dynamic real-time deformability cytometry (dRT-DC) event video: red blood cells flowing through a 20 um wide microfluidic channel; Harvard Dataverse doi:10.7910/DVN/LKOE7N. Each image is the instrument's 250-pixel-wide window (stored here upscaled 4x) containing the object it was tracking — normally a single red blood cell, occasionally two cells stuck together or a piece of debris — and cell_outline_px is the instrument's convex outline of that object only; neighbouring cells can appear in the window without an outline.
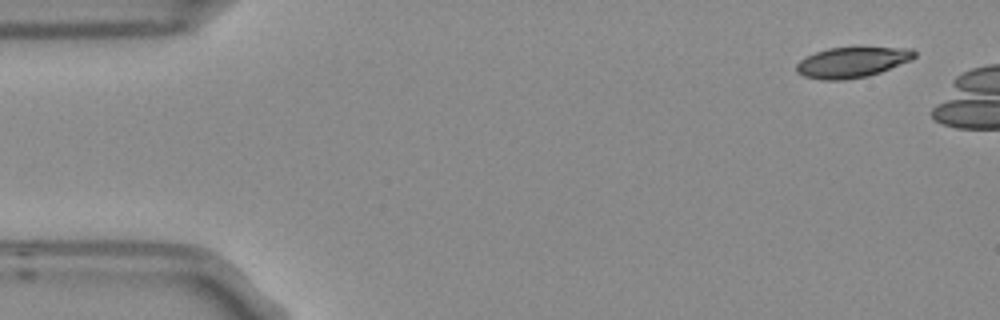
{"species": "Egyptian fruit bat (a non-hibernating species)", "species_latin": "Rousettus aegyptiacus", "temperature_condition": "room temperature", "stored_images_in_passage": 5, "camera_frame_rate_fps": 3000, "um_per_image_px": 0.085, "frame": {"image": 1, "passage_image": 1, "time_ms": 0.0, "image_size_px": [1000, 320], "cell_outline_px": [[916, 56], [908, 60], [880, 72], [868, 76], [844, 80], [824, 80], [804, 76], [796, 72], [796, 64], [800, 60], [816, 52], [828, 48], [856, 44], [860, 44], [912, 48], [916, 52]], "centroid_in_image_um": [72.45, 5.22], "position_along_channel_um": 12.5, "area_um2": 21.85}}
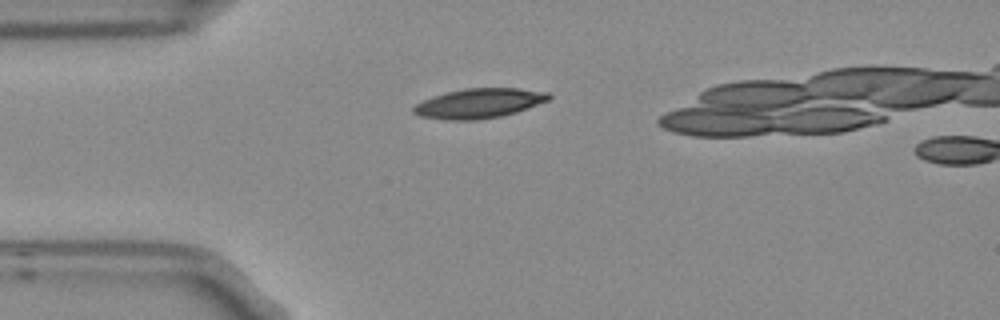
{"frame": {"image": 2, "passage_image": 4, "time_ms": 1.0, "image_size_px": [1000, 320], "cell_outline_px": [[552, 96], [548, 100], [516, 112], [500, 116], [476, 120], [444, 120], [420, 116], [412, 112], [412, 108], [416, 104], [432, 96], [464, 88], [520, 88], [548, 92]], "centroid_in_image_um": [40.7, 8.78], "position_along_channel_um": 44.3, "area_um2": 23.35}}